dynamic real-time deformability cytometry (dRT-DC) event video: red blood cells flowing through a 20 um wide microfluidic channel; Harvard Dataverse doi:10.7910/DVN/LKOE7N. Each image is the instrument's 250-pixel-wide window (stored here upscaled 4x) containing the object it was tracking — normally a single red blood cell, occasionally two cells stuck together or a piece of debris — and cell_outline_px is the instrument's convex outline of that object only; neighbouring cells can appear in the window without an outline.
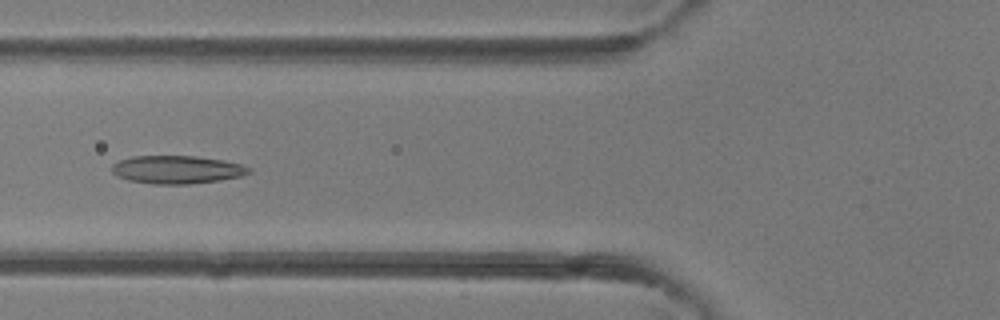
{"species": "common noctule bat (a hibernating species)", "species_latin": "Nyctalus noctula", "temperature_condition": "room temperature", "stored_images_in_passage": 5, "camera_frame_rate_fps": 3000, "um_per_image_px": 0.085, "animal": {"sex": "female"}, "frame": {"image": 1, "passage_image": 5, "time_ms": 5.333, "image_size_px": [1000, 320], "cell_outline_px": [[252, 172], [240, 176], [220, 180], [188, 184], [152, 184], [128, 180], [116, 176], [112, 172], [112, 164], [120, 160], [132, 156], [196, 156], [224, 160], [240, 164], [252, 168]], "centroid_in_image_um": [15.03, 14.41], "position_along_channel_um": 110.8, "area_um2": 22.48}}